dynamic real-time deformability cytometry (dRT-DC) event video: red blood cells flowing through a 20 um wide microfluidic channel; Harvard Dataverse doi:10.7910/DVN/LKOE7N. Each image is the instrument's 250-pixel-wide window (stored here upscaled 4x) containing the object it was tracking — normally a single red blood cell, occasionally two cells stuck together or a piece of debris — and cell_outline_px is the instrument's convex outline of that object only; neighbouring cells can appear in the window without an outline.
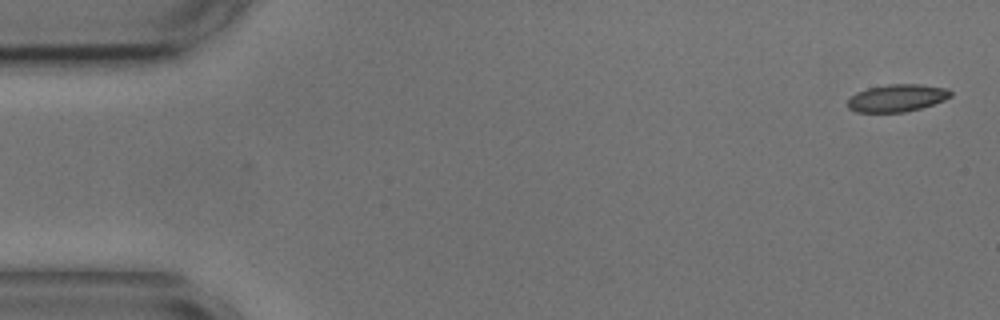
{"species": "common noctule bat (a hibernating species)", "species_latin": "Nyctalus noctula", "temperature_condition": "cold", "stored_images_in_passage": 10, "camera_frame_rate_fps": 3000, "um_per_image_px": 0.085, "animal": {"sex": "male", "body_mass_g": 17.9, "forearm_length_mm": 54.2}, "frame": {"image": 1, "passage_image": 1, "time_ms": 0.0, "image_size_px": [1000, 320], "cell_outline_px": [[952, 96], [944, 100], [920, 108], [904, 112], [856, 112], [848, 108], [848, 100], [856, 92], [868, 88], [888, 84], [920, 84], [948, 88], [952, 92]], "centroid_in_image_um": [76.26, 8.32], "position_along_channel_um": 8.7, "area_um2": 16.42}}